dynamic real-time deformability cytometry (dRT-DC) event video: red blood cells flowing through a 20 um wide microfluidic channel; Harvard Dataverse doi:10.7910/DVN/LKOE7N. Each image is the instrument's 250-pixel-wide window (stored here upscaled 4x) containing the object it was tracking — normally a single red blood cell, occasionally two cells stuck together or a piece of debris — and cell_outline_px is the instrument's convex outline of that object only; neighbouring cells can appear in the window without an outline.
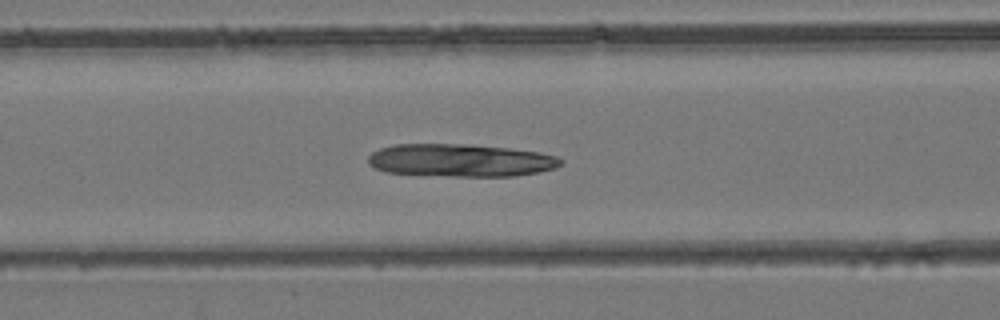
{"species": "common noctule bat (a hibernating species)", "species_latin": "Nyctalus noctula", "temperature_condition": "room temperature", "stored_images_in_passage": 34, "camera_frame_rate_fps": 3000, "um_per_image_px": 0.085, "animal": {"sex": "female", "body_mass_g": 24.6, "forearm_length_mm": 56.2}, "frame": {"image": 1, "passage_image": 11, "time_ms": 3.333, "image_size_px": [1000, 320], "cell_outline_px": [[564, 160], [556, 168], [540, 172], [512, 176], [452, 176], [384, 172], [368, 164], [368, 156], [372, 152], [380, 148], [396, 144], [464, 144], [508, 148], [540, 152], [556, 156]], "centroid_in_image_um": [39.15, 13.63], "position_along_channel_um": 127.5, "area_um2": 36.76}}
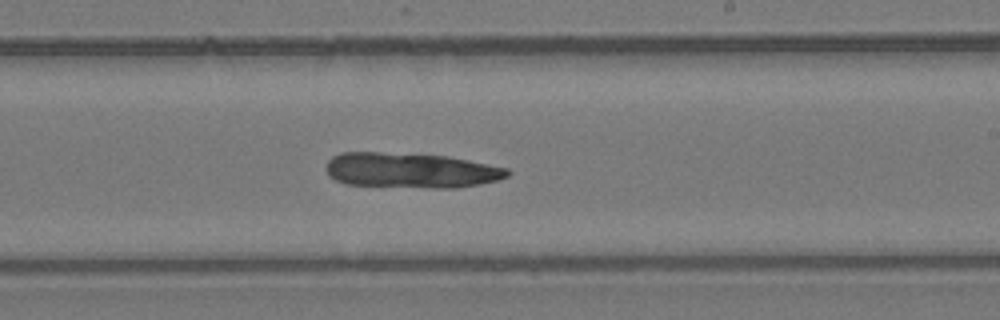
{"frame": {"image": 2, "passage_image": 19, "time_ms": 6.0, "image_size_px": [1000, 320], "cell_outline_px": [[512, 172], [508, 176], [496, 180], [480, 184], [456, 188], [436, 188], [348, 184], [336, 180], [328, 176], [324, 168], [328, 160], [332, 156], [340, 152], [380, 152], [448, 156], [508, 168]], "centroid_in_image_um": [34.89, 14.47], "position_along_channel_um": 254.1, "area_um2": 37.28}}
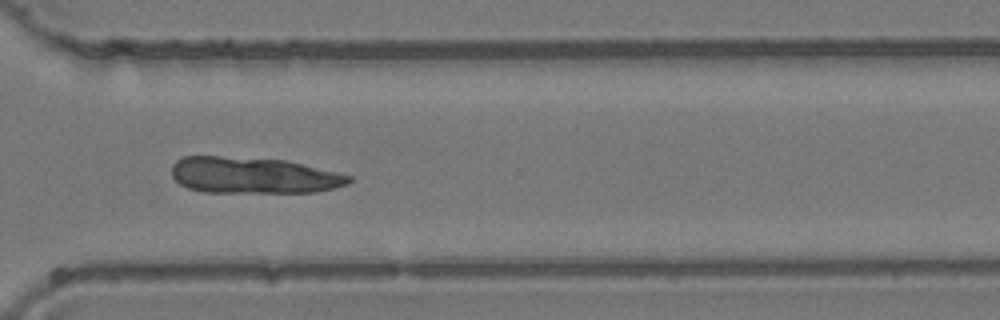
{"frame": {"image": 3, "passage_image": 25, "time_ms": 8.0, "image_size_px": [1000, 320], "cell_outline_px": [[352, 180], [348, 184], [316, 192], [204, 192], [188, 188], [180, 184], [172, 176], [172, 164], [176, 160], [184, 156], [220, 156], [284, 160], [352, 176]], "centroid_in_image_um": [21.49, 14.9], "position_along_channel_um": 349.1, "area_um2": 37.22}}